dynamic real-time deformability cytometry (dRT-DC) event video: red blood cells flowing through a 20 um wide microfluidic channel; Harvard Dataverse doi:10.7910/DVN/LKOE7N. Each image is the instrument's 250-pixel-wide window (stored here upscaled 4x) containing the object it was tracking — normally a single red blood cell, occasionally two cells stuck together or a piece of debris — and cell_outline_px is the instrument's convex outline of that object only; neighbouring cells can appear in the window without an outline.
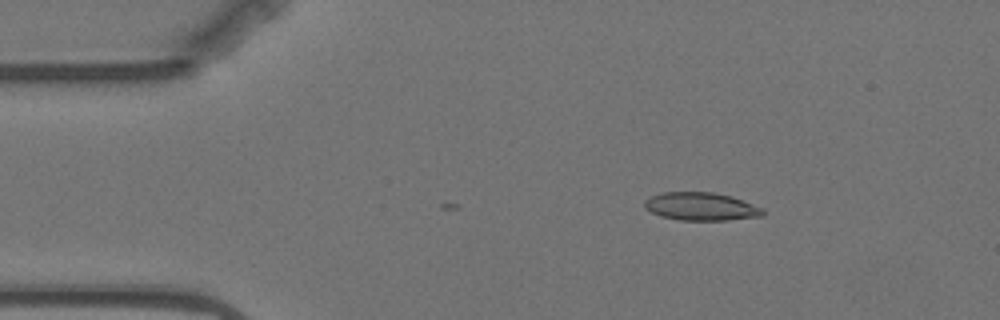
{"species": "Egyptian fruit bat (a non-hibernating species)", "species_latin": "Rousettus aegyptiacus", "temperature_condition": "warm", "stored_images_in_passage": 4, "camera_frame_rate_fps": 3000, "um_per_image_px": 0.085, "animal": {"sex": "female"}, "frame": {"image": 1, "passage_image": 1, "time_ms": 0.0, "image_size_px": [1000, 320], "cell_outline_px": [[764, 216], [728, 220], [680, 220], [660, 216], [644, 208], [644, 200], [652, 196], [664, 192], [712, 192], [732, 196], [764, 208]], "centroid_in_image_um": [59.61, 17.55], "position_along_channel_um": 25.4, "area_um2": 19.42}}